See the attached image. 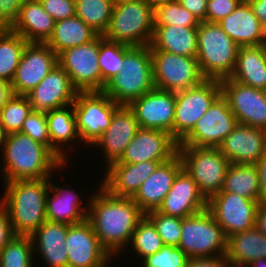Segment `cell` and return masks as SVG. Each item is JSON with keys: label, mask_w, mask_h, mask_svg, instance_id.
<instances>
[{"label": "cell", "mask_w": 266, "mask_h": 267, "mask_svg": "<svg viewBox=\"0 0 266 267\" xmlns=\"http://www.w3.org/2000/svg\"><path fill=\"white\" fill-rule=\"evenodd\" d=\"M98 188L86 202L87 220L101 246L114 258L129 247L133 232L145 214L132 198L115 197L100 185Z\"/></svg>", "instance_id": "1"}, {"label": "cell", "mask_w": 266, "mask_h": 267, "mask_svg": "<svg viewBox=\"0 0 266 267\" xmlns=\"http://www.w3.org/2000/svg\"><path fill=\"white\" fill-rule=\"evenodd\" d=\"M1 151L4 182L50 178L65 167L45 145L21 132L8 134Z\"/></svg>", "instance_id": "2"}, {"label": "cell", "mask_w": 266, "mask_h": 267, "mask_svg": "<svg viewBox=\"0 0 266 267\" xmlns=\"http://www.w3.org/2000/svg\"><path fill=\"white\" fill-rule=\"evenodd\" d=\"M49 180L28 179L4 182L0 202L6 208L13 233L31 236L46 219V198Z\"/></svg>", "instance_id": "3"}, {"label": "cell", "mask_w": 266, "mask_h": 267, "mask_svg": "<svg viewBox=\"0 0 266 267\" xmlns=\"http://www.w3.org/2000/svg\"><path fill=\"white\" fill-rule=\"evenodd\" d=\"M122 64L121 72L105 84L103 92L118 105L128 106L155 89L150 46L132 47Z\"/></svg>", "instance_id": "4"}, {"label": "cell", "mask_w": 266, "mask_h": 267, "mask_svg": "<svg viewBox=\"0 0 266 267\" xmlns=\"http://www.w3.org/2000/svg\"><path fill=\"white\" fill-rule=\"evenodd\" d=\"M239 46L216 22H200L197 27V60L206 79L222 80L235 69Z\"/></svg>", "instance_id": "5"}, {"label": "cell", "mask_w": 266, "mask_h": 267, "mask_svg": "<svg viewBox=\"0 0 266 267\" xmlns=\"http://www.w3.org/2000/svg\"><path fill=\"white\" fill-rule=\"evenodd\" d=\"M154 7L145 0L114 4L106 40L131 47L150 45L154 32Z\"/></svg>", "instance_id": "6"}, {"label": "cell", "mask_w": 266, "mask_h": 267, "mask_svg": "<svg viewBox=\"0 0 266 267\" xmlns=\"http://www.w3.org/2000/svg\"><path fill=\"white\" fill-rule=\"evenodd\" d=\"M177 247L189 259L225 256L227 237L212 213L206 208L182 218L181 238Z\"/></svg>", "instance_id": "7"}, {"label": "cell", "mask_w": 266, "mask_h": 267, "mask_svg": "<svg viewBox=\"0 0 266 267\" xmlns=\"http://www.w3.org/2000/svg\"><path fill=\"white\" fill-rule=\"evenodd\" d=\"M178 155L207 200L222 190L230 162L219 148L178 145Z\"/></svg>", "instance_id": "8"}, {"label": "cell", "mask_w": 266, "mask_h": 267, "mask_svg": "<svg viewBox=\"0 0 266 267\" xmlns=\"http://www.w3.org/2000/svg\"><path fill=\"white\" fill-rule=\"evenodd\" d=\"M155 88L179 92L199 85L203 76L196 57H184L161 50H150Z\"/></svg>", "instance_id": "9"}, {"label": "cell", "mask_w": 266, "mask_h": 267, "mask_svg": "<svg viewBox=\"0 0 266 267\" xmlns=\"http://www.w3.org/2000/svg\"><path fill=\"white\" fill-rule=\"evenodd\" d=\"M221 94L220 80L205 79L199 85L175 93L173 138L179 143Z\"/></svg>", "instance_id": "10"}, {"label": "cell", "mask_w": 266, "mask_h": 267, "mask_svg": "<svg viewBox=\"0 0 266 267\" xmlns=\"http://www.w3.org/2000/svg\"><path fill=\"white\" fill-rule=\"evenodd\" d=\"M73 104L80 141L90 147L107 130L119 105L103 91L77 92Z\"/></svg>", "instance_id": "11"}, {"label": "cell", "mask_w": 266, "mask_h": 267, "mask_svg": "<svg viewBox=\"0 0 266 267\" xmlns=\"http://www.w3.org/2000/svg\"><path fill=\"white\" fill-rule=\"evenodd\" d=\"M238 124L227 99L220 94L178 145L218 148Z\"/></svg>", "instance_id": "12"}, {"label": "cell", "mask_w": 266, "mask_h": 267, "mask_svg": "<svg viewBox=\"0 0 266 267\" xmlns=\"http://www.w3.org/2000/svg\"><path fill=\"white\" fill-rule=\"evenodd\" d=\"M260 201L251 200L235 193L220 191L207 200V209L223 229L226 237L256 226Z\"/></svg>", "instance_id": "13"}, {"label": "cell", "mask_w": 266, "mask_h": 267, "mask_svg": "<svg viewBox=\"0 0 266 267\" xmlns=\"http://www.w3.org/2000/svg\"><path fill=\"white\" fill-rule=\"evenodd\" d=\"M98 55L99 35L89 43L69 48L58 55V64L69 75L78 92L101 91Z\"/></svg>", "instance_id": "14"}, {"label": "cell", "mask_w": 266, "mask_h": 267, "mask_svg": "<svg viewBox=\"0 0 266 267\" xmlns=\"http://www.w3.org/2000/svg\"><path fill=\"white\" fill-rule=\"evenodd\" d=\"M221 94L227 99L239 124L266 130V92L241 84L230 77L220 80Z\"/></svg>", "instance_id": "15"}, {"label": "cell", "mask_w": 266, "mask_h": 267, "mask_svg": "<svg viewBox=\"0 0 266 267\" xmlns=\"http://www.w3.org/2000/svg\"><path fill=\"white\" fill-rule=\"evenodd\" d=\"M58 64V55L46 44L29 42L11 82L12 93L26 95Z\"/></svg>", "instance_id": "16"}, {"label": "cell", "mask_w": 266, "mask_h": 267, "mask_svg": "<svg viewBox=\"0 0 266 267\" xmlns=\"http://www.w3.org/2000/svg\"><path fill=\"white\" fill-rule=\"evenodd\" d=\"M65 245L68 267H108L114 260L101 246L87 219L68 227Z\"/></svg>", "instance_id": "17"}, {"label": "cell", "mask_w": 266, "mask_h": 267, "mask_svg": "<svg viewBox=\"0 0 266 267\" xmlns=\"http://www.w3.org/2000/svg\"><path fill=\"white\" fill-rule=\"evenodd\" d=\"M128 106L135 114L140 128L161 130L173 137L175 92L155 88Z\"/></svg>", "instance_id": "18"}, {"label": "cell", "mask_w": 266, "mask_h": 267, "mask_svg": "<svg viewBox=\"0 0 266 267\" xmlns=\"http://www.w3.org/2000/svg\"><path fill=\"white\" fill-rule=\"evenodd\" d=\"M178 154V142L171 134L140 128L128 144L119 161L114 163H140L143 161H169Z\"/></svg>", "instance_id": "19"}, {"label": "cell", "mask_w": 266, "mask_h": 267, "mask_svg": "<svg viewBox=\"0 0 266 267\" xmlns=\"http://www.w3.org/2000/svg\"><path fill=\"white\" fill-rule=\"evenodd\" d=\"M77 92L69 75L57 64L26 96L31 103L32 112L47 113L73 104Z\"/></svg>", "instance_id": "20"}, {"label": "cell", "mask_w": 266, "mask_h": 267, "mask_svg": "<svg viewBox=\"0 0 266 267\" xmlns=\"http://www.w3.org/2000/svg\"><path fill=\"white\" fill-rule=\"evenodd\" d=\"M140 129L133 111L126 105H119L113 114L107 130L90 146L100 148L104 154L105 168L120 160L126 147ZM99 146V147H98Z\"/></svg>", "instance_id": "21"}, {"label": "cell", "mask_w": 266, "mask_h": 267, "mask_svg": "<svg viewBox=\"0 0 266 267\" xmlns=\"http://www.w3.org/2000/svg\"><path fill=\"white\" fill-rule=\"evenodd\" d=\"M165 162L167 161H143L134 164L112 163L105 168V175L100 186L112 196L132 198L142 183L160 164Z\"/></svg>", "instance_id": "22"}, {"label": "cell", "mask_w": 266, "mask_h": 267, "mask_svg": "<svg viewBox=\"0 0 266 267\" xmlns=\"http://www.w3.org/2000/svg\"><path fill=\"white\" fill-rule=\"evenodd\" d=\"M218 148L230 163L255 164L266 152V130L238 124Z\"/></svg>", "instance_id": "23"}, {"label": "cell", "mask_w": 266, "mask_h": 267, "mask_svg": "<svg viewBox=\"0 0 266 267\" xmlns=\"http://www.w3.org/2000/svg\"><path fill=\"white\" fill-rule=\"evenodd\" d=\"M207 208V199L199 191L196 182L182 168L176 175L172 187L165 196L160 213L185 218Z\"/></svg>", "instance_id": "24"}, {"label": "cell", "mask_w": 266, "mask_h": 267, "mask_svg": "<svg viewBox=\"0 0 266 267\" xmlns=\"http://www.w3.org/2000/svg\"><path fill=\"white\" fill-rule=\"evenodd\" d=\"M182 168V160L177 154L171 160L160 164L142 183L132 199L144 214L157 210L161 206L176 175Z\"/></svg>", "instance_id": "25"}, {"label": "cell", "mask_w": 266, "mask_h": 267, "mask_svg": "<svg viewBox=\"0 0 266 267\" xmlns=\"http://www.w3.org/2000/svg\"><path fill=\"white\" fill-rule=\"evenodd\" d=\"M64 223L46 220L30 236L34 255L39 253L47 267H68V254L65 245L68 227Z\"/></svg>", "instance_id": "26"}, {"label": "cell", "mask_w": 266, "mask_h": 267, "mask_svg": "<svg viewBox=\"0 0 266 267\" xmlns=\"http://www.w3.org/2000/svg\"><path fill=\"white\" fill-rule=\"evenodd\" d=\"M49 180V190L46 198V219L51 222L68 225L78 224L87 219L89 206L84 207L79 196L71 187L57 186ZM57 186V187H56ZM50 192V193H49Z\"/></svg>", "instance_id": "27"}, {"label": "cell", "mask_w": 266, "mask_h": 267, "mask_svg": "<svg viewBox=\"0 0 266 267\" xmlns=\"http://www.w3.org/2000/svg\"><path fill=\"white\" fill-rule=\"evenodd\" d=\"M47 126L51 141V152L64 164L68 159L65 152L67 146L79 139L74 104L50 110L46 113ZM67 144V145H66ZM63 145V146H62ZM66 163V164H65Z\"/></svg>", "instance_id": "28"}, {"label": "cell", "mask_w": 266, "mask_h": 267, "mask_svg": "<svg viewBox=\"0 0 266 267\" xmlns=\"http://www.w3.org/2000/svg\"><path fill=\"white\" fill-rule=\"evenodd\" d=\"M55 27V20L46 13L40 0H26L10 28L28 42L45 43Z\"/></svg>", "instance_id": "29"}, {"label": "cell", "mask_w": 266, "mask_h": 267, "mask_svg": "<svg viewBox=\"0 0 266 267\" xmlns=\"http://www.w3.org/2000/svg\"><path fill=\"white\" fill-rule=\"evenodd\" d=\"M150 50L197 57V27L155 25Z\"/></svg>", "instance_id": "30"}, {"label": "cell", "mask_w": 266, "mask_h": 267, "mask_svg": "<svg viewBox=\"0 0 266 267\" xmlns=\"http://www.w3.org/2000/svg\"><path fill=\"white\" fill-rule=\"evenodd\" d=\"M225 258L230 267H247L254 260L266 258V236L254 227L227 237Z\"/></svg>", "instance_id": "31"}, {"label": "cell", "mask_w": 266, "mask_h": 267, "mask_svg": "<svg viewBox=\"0 0 266 267\" xmlns=\"http://www.w3.org/2000/svg\"><path fill=\"white\" fill-rule=\"evenodd\" d=\"M218 24L239 47L258 46L261 23L246 0Z\"/></svg>", "instance_id": "32"}, {"label": "cell", "mask_w": 266, "mask_h": 267, "mask_svg": "<svg viewBox=\"0 0 266 267\" xmlns=\"http://www.w3.org/2000/svg\"><path fill=\"white\" fill-rule=\"evenodd\" d=\"M231 79L265 90L266 88V48L261 46H240L236 66Z\"/></svg>", "instance_id": "33"}, {"label": "cell", "mask_w": 266, "mask_h": 267, "mask_svg": "<svg viewBox=\"0 0 266 267\" xmlns=\"http://www.w3.org/2000/svg\"><path fill=\"white\" fill-rule=\"evenodd\" d=\"M99 34L78 16L55 22L49 39L45 42L57 55L79 45L93 41Z\"/></svg>", "instance_id": "34"}, {"label": "cell", "mask_w": 266, "mask_h": 267, "mask_svg": "<svg viewBox=\"0 0 266 267\" xmlns=\"http://www.w3.org/2000/svg\"><path fill=\"white\" fill-rule=\"evenodd\" d=\"M258 180L255 164L230 163L221 191L260 201Z\"/></svg>", "instance_id": "35"}, {"label": "cell", "mask_w": 266, "mask_h": 267, "mask_svg": "<svg viewBox=\"0 0 266 267\" xmlns=\"http://www.w3.org/2000/svg\"><path fill=\"white\" fill-rule=\"evenodd\" d=\"M29 42L10 28H0V79L11 84Z\"/></svg>", "instance_id": "36"}, {"label": "cell", "mask_w": 266, "mask_h": 267, "mask_svg": "<svg viewBox=\"0 0 266 267\" xmlns=\"http://www.w3.org/2000/svg\"><path fill=\"white\" fill-rule=\"evenodd\" d=\"M76 16L99 35L108 30L114 3L111 0H77Z\"/></svg>", "instance_id": "37"}, {"label": "cell", "mask_w": 266, "mask_h": 267, "mask_svg": "<svg viewBox=\"0 0 266 267\" xmlns=\"http://www.w3.org/2000/svg\"><path fill=\"white\" fill-rule=\"evenodd\" d=\"M132 47L126 44L106 40L99 35L98 63L101 70V91L105 84L123 68L122 60L124 55Z\"/></svg>", "instance_id": "38"}, {"label": "cell", "mask_w": 266, "mask_h": 267, "mask_svg": "<svg viewBox=\"0 0 266 267\" xmlns=\"http://www.w3.org/2000/svg\"><path fill=\"white\" fill-rule=\"evenodd\" d=\"M33 254L31 237L14 235L0 252V267H33Z\"/></svg>", "instance_id": "39"}, {"label": "cell", "mask_w": 266, "mask_h": 267, "mask_svg": "<svg viewBox=\"0 0 266 267\" xmlns=\"http://www.w3.org/2000/svg\"><path fill=\"white\" fill-rule=\"evenodd\" d=\"M134 253L144 259L159 251L164 243L153 223L144 216L137 224L130 244Z\"/></svg>", "instance_id": "40"}, {"label": "cell", "mask_w": 266, "mask_h": 267, "mask_svg": "<svg viewBox=\"0 0 266 267\" xmlns=\"http://www.w3.org/2000/svg\"><path fill=\"white\" fill-rule=\"evenodd\" d=\"M32 112L26 95L12 94L0 111V122L7 134L21 132L24 120Z\"/></svg>", "instance_id": "41"}, {"label": "cell", "mask_w": 266, "mask_h": 267, "mask_svg": "<svg viewBox=\"0 0 266 267\" xmlns=\"http://www.w3.org/2000/svg\"><path fill=\"white\" fill-rule=\"evenodd\" d=\"M199 23L195 16L185 9L178 0L162 3L154 7L155 25L198 27Z\"/></svg>", "instance_id": "42"}, {"label": "cell", "mask_w": 266, "mask_h": 267, "mask_svg": "<svg viewBox=\"0 0 266 267\" xmlns=\"http://www.w3.org/2000/svg\"><path fill=\"white\" fill-rule=\"evenodd\" d=\"M145 216L153 223L164 245L177 247L181 238L182 218L160 213L158 210L149 211Z\"/></svg>", "instance_id": "43"}, {"label": "cell", "mask_w": 266, "mask_h": 267, "mask_svg": "<svg viewBox=\"0 0 266 267\" xmlns=\"http://www.w3.org/2000/svg\"><path fill=\"white\" fill-rule=\"evenodd\" d=\"M189 258L178 247L164 245L156 253L144 258L141 266L143 267H185Z\"/></svg>", "instance_id": "44"}, {"label": "cell", "mask_w": 266, "mask_h": 267, "mask_svg": "<svg viewBox=\"0 0 266 267\" xmlns=\"http://www.w3.org/2000/svg\"><path fill=\"white\" fill-rule=\"evenodd\" d=\"M21 133H24L34 141L45 145L51 151V141L46 113L31 112L23 122Z\"/></svg>", "instance_id": "45"}, {"label": "cell", "mask_w": 266, "mask_h": 267, "mask_svg": "<svg viewBox=\"0 0 266 267\" xmlns=\"http://www.w3.org/2000/svg\"><path fill=\"white\" fill-rule=\"evenodd\" d=\"M42 7L55 22L73 17L76 14L74 0H40Z\"/></svg>", "instance_id": "46"}, {"label": "cell", "mask_w": 266, "mask_h": 267, "mask_svg": "<svg viewBox=\"0 0 266 267\" xmlns=\"http://www.w3.org/2000/svg\"><path fill=\"white\" fill-rule=\"evenodd\" d=\"M243 0H208L207 22L218 23L223 18L230 15Z\"/></svg>", "instance_id": "47"}, {"label": "cell", "mask_w": 266, "mask_h": 267, "mask_svg": "<svg viewBox=\"0 0 266 267\" xmlns=\"http://www.w3.org/2000/svg\"><path fill=\"white\" fill-rule=\"evenodd\" d=\"M26 0H0V28H11Z\"/></svg>", "instance_id": "48"}, {"label": "cell", "mask_w": 266, "mask_h": 267, "mask_svg": "<svg viewBox=\"0 0 266 267\" xmlns=\"http://www.w3.org/2000/svg\"><path fill=\"white\" fill-rule=\"evenodd\" d=\"M14 235L9 214L4 205L0 202V252Z\"/></svg>", "instance_id": "49"}, {"label": "cell", "mask_w": 266, "mask_h": 267, "mask_svg": "<svg viewBox=\"0 0 266 267\" xmlns=\"http://www.w3.org/2000/svg\"><path fill=\"white\" fill-rule=\"evenodd\" d=\"M199 22L206 21L208 0H178Z\"/></svg>", "instance_id": "50"}, {"label": "cell", "mask_w": 266, "mask_h": 267, "mask_svg": "<svg viewBox=\"0 0 266 267\" xmlns=\"http://www.w3.org/2000/svg\"><path fill=\"white\" fill-rule=\"evenodd\" d=\"M185 267H230L225 256L190 258Z\"/></svg>", "instance_id": "51"}, {"label": "cell", "mask_w": 266, "mask_h": 267, "mask_svg": "<svg viewBox=\"0 0 266 267\" xmlns=\"http://www.w3.org/2000/svg\"><path fill=\"white\" fill-rule=\"evenodd\" d=\"M258 171L260 202L266 203V152L255 163Z\"/></svg>", "instance_id": "52"}, {"label": "cell", "mask_w": 266, "mask_h": 267, "mask_svg": "<svg viewBox=\"0 0 266 267\" xmlns=\"http://www.w3.org/2000/svg\"><path fill=\"white\" fill-rule=\"evenodd\" d=\"M261 25H266V0H246Z\"/></svg>", "instance_id": "53"}, {"label": "cell", "mask_w": 266, "mask_h": 267, "mask_svg": "<svg viewBox=\"0 0 266 267\" xmlns=\"http://www.w3.org/2000/svg\"><path fill=\"white\" fill-rule=\"evenodd\" d=\"M264 236H266V203H260L255 226Z\"/></svg>", "instance_id": "54"}, {"label": "cell", "mask_w": 266, "mask_h": 267, "mask_svg": "<svg viewBox=\"0 0 266 267\" xmlns=\"http://www.w3.org/2000/svg\"><path fill=\"white\" fill-rule=\"evenodd\" d=\"M12 94L11 85L0 79V111Z\"/></svg>", "instance_id": "55"}, {"label": "cell", "mask_w": 266, "mask_h": 267, "mask_svg": "<svg viewBox=\"0 0 266 267\" xmlns=\"http://www.w3.org/2000/svg\"><path fill=\"white\" fill-rule=\"evenodd\" d=\"M258 46L266 48V25L265 24L261 25Z\"/></svg>", "instance_id": "56"}, {"label": "cell", "mask_w": 266, "mask_h": 267, "mask_svg": "<svg viewBox=\"0 0 266 267\" xmlns=\"http://www.w3.org/2000/svg\"><path fill=\"white\" fill-rule=\"evenodd\" d=\"M7 133L3 127V125L0 122V149H3L4 143L6 141L7 138Z\"/></svg>", "instance_id": "57"}, {"label": "cell", "mask_w": 266, "mask_h": 267, "mask_svg": "<svg viewBox=\"0 0 266 267\" xmlns=\"http://www.w3.org/2000/svg\"><path fill=\"white\" fill-rule=\"evenodd\" d=\"M247 267H266V258H259L250 263Z\"/></svg>", "instance_id": "58"}, {"label": "cell", "mask_w": 266, "mask_h": 267, "mask_svg": "<svg viewBox=\"0 0 266 267\" xmlns=\"http://www.w3.org/2000/svg\"><path fill=\"white\" fill-rule=\"evenodd\" d=\"M147 1L151 6L155 7L156 5L166 3V2H171L175 0H145Z\"/></svg>", "instance_id": "59"}, {"label": "cell", "mask_w": 266, "mask_h": 267, "mask_svg": "<svg viewBox=\"0 0 266 267\" xmlns=\"http://www.w3.org/2000/svg\"><path fill=\"white\" fill-rule=\"evenodd\" d=\"M114 4L125 2V1H132V0H111Z\"/></svg>", "instance_id": "60"}]
</instances>
